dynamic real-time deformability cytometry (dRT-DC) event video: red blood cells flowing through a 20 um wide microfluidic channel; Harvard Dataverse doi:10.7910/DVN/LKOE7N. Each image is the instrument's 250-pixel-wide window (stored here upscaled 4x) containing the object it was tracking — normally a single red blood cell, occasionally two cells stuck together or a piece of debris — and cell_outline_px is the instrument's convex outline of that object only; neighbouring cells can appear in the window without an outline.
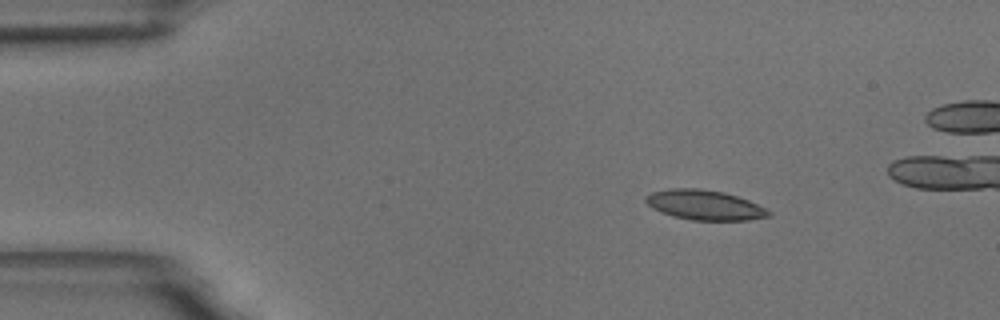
{"species": "common noctule bat (a hibernating species)", "species_latin": "Nyctalus noctula", "temperature_condition": "room temperature", "stored_images_in_passage": 20, "camera_frame_rate_fps": 3000, "um_per_image_px": 0.085, "animal": {"sex": "male", "body_mass_g": 18.8}, "frame": {"image": 1, "passage_image": 1, "time_ms": 0.0, "image_size_px": [1000, 320], "cell_outline_px": [[772, 216], [748, 220], [692, 220], [672, 216], [660, 212], [652, 208], [644, 200], [644, 196], [652, 192], [668, 188], [700, 188], [724, 192], [748, 200], [772, 212]], "centroid_in_image_um": [59.86, 17.42], "position_along_channel_um": 25.1, "area_um2": 21.5}}